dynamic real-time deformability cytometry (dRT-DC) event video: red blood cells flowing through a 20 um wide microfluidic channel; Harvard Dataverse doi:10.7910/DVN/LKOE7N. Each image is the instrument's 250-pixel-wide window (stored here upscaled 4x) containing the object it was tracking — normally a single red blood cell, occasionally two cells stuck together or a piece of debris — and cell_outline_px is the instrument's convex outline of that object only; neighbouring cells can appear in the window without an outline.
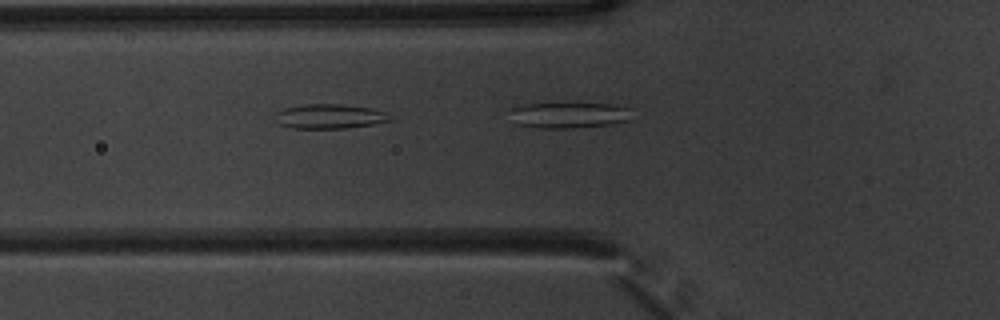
{"species": "common noctule bat (a hibernating species)", "species_latin": "Nyctalus noctula", "temperature_condition": "warm", "stored_images_in_passage": 19, "camera_frame_rate_fps": 3000, "um_per_image_px": 0.085, "animal": {"sex": "male", "body_mass_g": 20.1, "forearm_length_mm": 53.5}, "frame": {"image": 1, "passage_image": 19, "time_ms": 6.0, "image_size_px": [1000, 320], "cell_outline_px": [[628, 120], [612, 124], [572, 128], [540, 128], [516, 124], [508, 108], [516, 104], [616, 104], [628, 108]], "centroid_in_image_um": [48.27, 9.78], "position_along_channel_um": 77.5, "area_um2": 18.21}}